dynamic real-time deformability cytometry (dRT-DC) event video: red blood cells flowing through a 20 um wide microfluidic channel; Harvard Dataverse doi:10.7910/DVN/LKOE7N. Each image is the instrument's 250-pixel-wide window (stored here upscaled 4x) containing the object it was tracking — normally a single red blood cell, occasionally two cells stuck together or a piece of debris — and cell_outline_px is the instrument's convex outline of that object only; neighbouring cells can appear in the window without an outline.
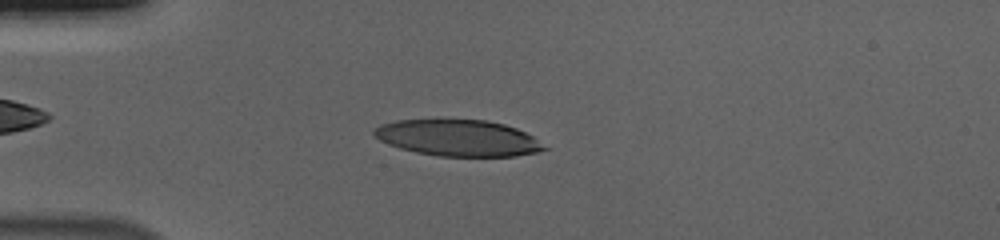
{"species": "human", "species_latin": "Homo sapiens", "temperature_condition": "cold", "stored_images_in_passage": 47, "camera_frame_rate_fps": 3000, "um_per_image_px": 0.085, "donor": {"sex": "male"}, "frame": {"image": 1, "passage_image": 6, "time_ms": 1.667, "image_size_px": [1000, 240], "cell_outline_px": [[548, 148], [536, 152], [516, 156], [440, 156], [416, 152], [400, 148], [388, 144], [372, 136], [372, 132], [380, 124], [396, 120], [436, 116], [488, 120], [504, 124], [516, 128], [532, 136]], "centroid_in_image_um": [38.85, 11.66], "position_along_channel_um": 46.1, "area_um2": 37.17}}
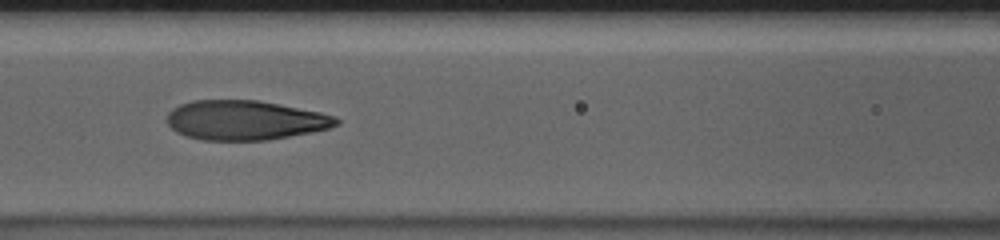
{"frame": {"image": 2, "passage_image": 16, "time_ms": 5.0, "image_size_px": [1000, 240], "cell_outline_px": [[340, 124], [328, 128], [268, 140], [204, 140], [184, 136], [176, 132], [168, 124], [168, 112], [172, 108], [180, 104], [192, 100], [256, 100], [320, 112], [336, 116], [340, 120]], "centroid_in_image_um": [20.8, 10.21], "position_along_channel_um": 145.8, "area_um2": 38.84}}
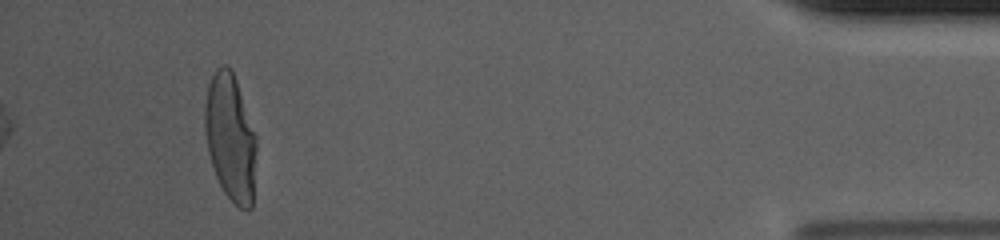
{"frame": {"image": 3, "passage_image": 43, "time_ms": 14.0, "image_size_px": [1000, 240], "cell_outline_px": [[256, 152], [252, 208], [248, 212], [240, 208], [224, 192], [216, 176], [208, 152], [204, 128], [204, 104], [208, 84], [216, 68], [220, 64], [228, 64], [232, 68], [256, 136]], "centroid_in_image_um": [19.57, 11.66], "position_along_channel_um": 415.6, "area_um2": 38.38}, "authors_computed_cell_mechanics": {"area_um2": 38.8416, "velocity_mm_per_s": 3.6952, "shape_relaxation_time_tau1_ms": 4.7534, "shape_relaxation_time_tau2_ms": 0.8499, "deformation_change_tau1": 0.2374, "deformation_change_tau2": 0.0779}}